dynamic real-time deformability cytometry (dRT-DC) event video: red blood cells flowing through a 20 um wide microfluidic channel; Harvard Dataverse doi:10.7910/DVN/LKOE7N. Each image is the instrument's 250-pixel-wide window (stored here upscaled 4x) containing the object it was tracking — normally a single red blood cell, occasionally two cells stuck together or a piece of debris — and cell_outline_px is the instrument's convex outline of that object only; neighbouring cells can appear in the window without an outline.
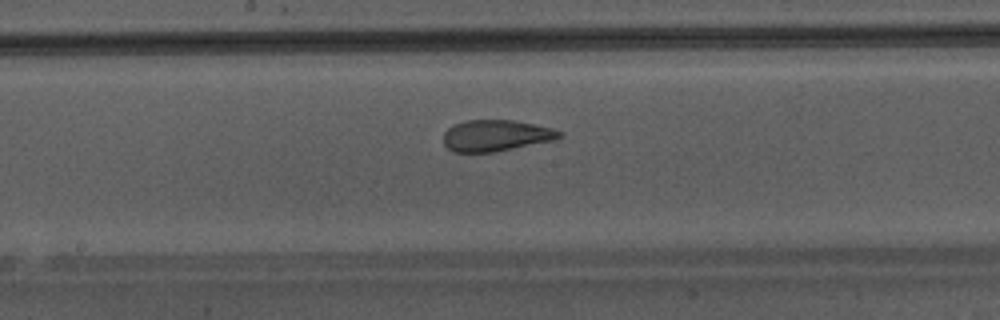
{"species": "Egyptian fruit bat (a non-hibernating species)", "species_latin": "Rousettus aegyptiacus", "temperature_condition": "warm", "stored_images_in_passage": 29, "camera_frame_rate_fps": 3000, "um_per_image_px": 0.085, "animal": {"sex": "male"}, "frame": {"image": 1, "passage_image": 13, "time_ms": 4.0, "image_size_px": [1000, 320], "cell_outline_px": [[564, 136], [552, 140], [492, 152], [452, 152], [444, 144], [444, 132], [452, 124], [464, 120], [512, 120], [552, 128], [564, 132]], "centroid_in_image_um": [42.12, 11.51], "position_along_channel_um": 206.1, "area_um2": 21.04}}